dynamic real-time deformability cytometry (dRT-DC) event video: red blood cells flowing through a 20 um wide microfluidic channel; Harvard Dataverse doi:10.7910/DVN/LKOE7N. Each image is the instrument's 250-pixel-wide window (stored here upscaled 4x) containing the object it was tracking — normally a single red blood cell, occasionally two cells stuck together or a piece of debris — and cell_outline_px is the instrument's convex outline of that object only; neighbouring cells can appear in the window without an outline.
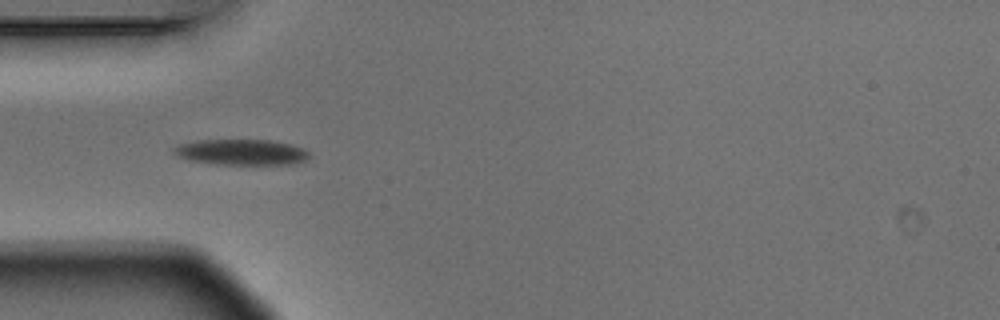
{"species": "Egyptian fruit bat (a non-hibernating species)", "species_latin": "Rousettus aegyptiacus", "temperature_condition": "warm", "stored_images_in_passage": 1, "camera_frame_rate_fps": 3000, "um_per_image_px": 0.085, "animal": {"sex": "male"}, "frame": {"image": 1, "passage_image": 1, "time_ms": 0.0, "image_size_px": [1000, 320], "cell_outline_px": [[308, 156], [304, 160], [292, 164], [216, 164], [188, 160], [172, 152], [172, 148], [180, 144], [196, 140], [272, 140], [292, 144], [304, 148], [308, 152]], "centroid_in_image_um": [20.5, 12.92], "position_along_channel_um": 64.5, "area_um2": 20.23}}